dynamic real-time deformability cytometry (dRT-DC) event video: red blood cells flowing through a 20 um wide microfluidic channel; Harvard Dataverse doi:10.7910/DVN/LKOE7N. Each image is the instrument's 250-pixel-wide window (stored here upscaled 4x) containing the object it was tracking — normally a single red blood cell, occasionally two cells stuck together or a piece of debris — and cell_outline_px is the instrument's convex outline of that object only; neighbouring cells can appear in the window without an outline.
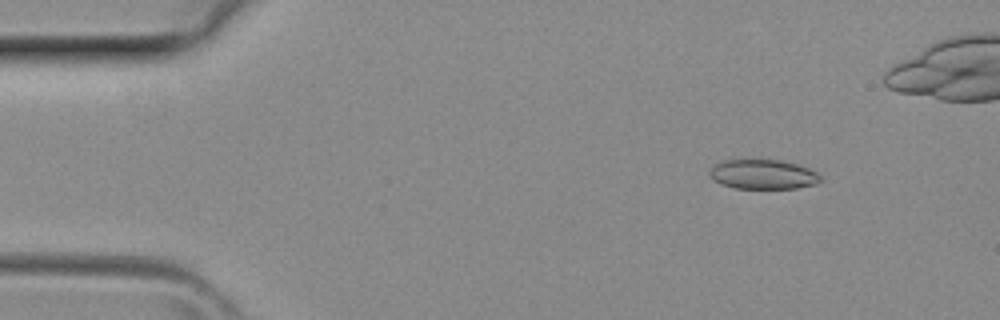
{"species": "common noctule bat (a hibernating species)", "species_latin": "Nyctalus noctula", "temperature_condition": "room temperature", "stored_images_in_passage": 3, "camera_frame_rate_fps": 3000, "um_per_image_px": 0.085, "animal": {"sex": "female", "body_mass_g": 29.2, "forearm_length_mm": 56.3}, "frame": {"image": 1, "passage_image": 3, "time_ms": 0.667, "image_size_px": [1000, 320], "cell_outline_px": [[824, 180], [816, 184], [796, 188], [732, 188], [720, 184], [712, 180], [708, 172], [716, 164], [724, 160], [780, 160], [796, 164], [808, 168], [816, 172]], "centroid_in_image_um": [64.85, 14.83], "position_along_channel_um": 20.1, "area_um2": 19.13}}